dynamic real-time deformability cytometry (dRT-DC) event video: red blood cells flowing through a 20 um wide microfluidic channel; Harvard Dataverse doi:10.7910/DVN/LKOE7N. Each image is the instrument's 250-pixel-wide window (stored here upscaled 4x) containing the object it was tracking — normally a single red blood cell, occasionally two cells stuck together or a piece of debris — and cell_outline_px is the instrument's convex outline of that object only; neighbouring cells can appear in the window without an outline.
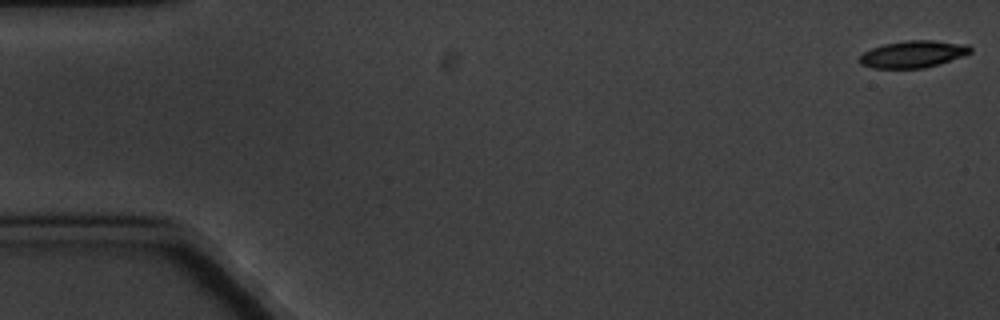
{"species": "common noctule bat (a hibernating species)", "species_latin": "Nyctalus noctula", "temperature_condition": "cold", "stored_images_in_passage": 8, "camera_frame_rate_fps": 3000, "um_per_image_px": 0.085, "animal": {"sex": "male", "body_mass_g": 20.1, "forearm_length_mm": 53.5}, "frame": {"image": 1, "passage_image": 1, "time_ms": 0.0, "image_size_px": [1000, 320], "cell_outline_px": [[972, 52], [964, 56], [940, 64], [924, 68], [872, 68], [860, 64], [856, 60], [864, 52], [872, 48], [884, 44], [908, 40], [932, 40], [968, 44], [972, 48]], "centroid_in_image_um": [77.62, 4.6], "position_along_channel_um": 7.4, "area_um2": 17.63}}
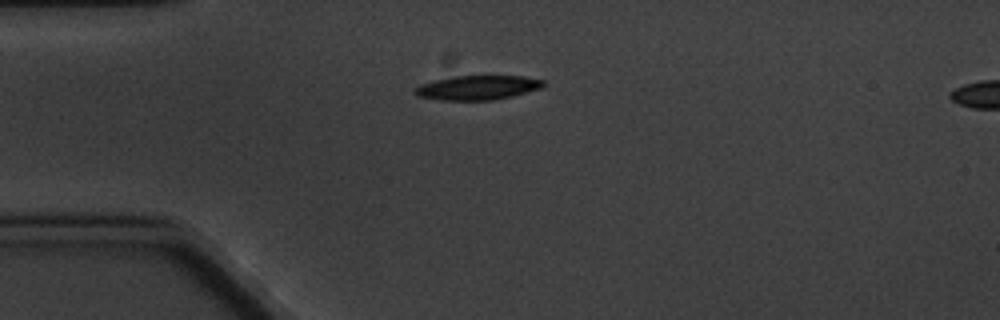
{"frame": {"image": 2, "passage_image": 5, "time_ms": 4.667, "image_size_px": [1000, 320], "cell_outline_px": [[544, 84], [540, 88], [512, 96], [492, 100], [440, 100], [416, 96], [412, 92], [420, 84], [436, 80], [456, 76], [520, 76], [544, 80]], "centroid_in_image_um": [40.55, 7.45], "position_along_channel_um": 44.4, "area_um2": 18.03}}
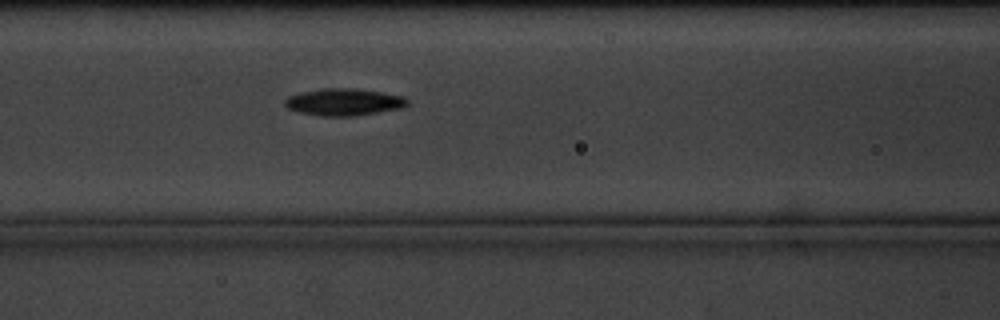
{"frame": {"image": 3, "passage_image": 8, "time_ms": 8.0, "image_size_px": [1000, 320], "cell_outline_px": [[408, 104], [404, 108], [356, 116], [320, 116], [300, 112], [288, 108], [284, 104], [284, 100], [288, 96], [300, 92], [324, 88], [356, 88], [404, 96], [408, 100]], "centroid_in_image_um": [29.25, 8.67], "position_along_channel_um": 137.4, "area_um2": 19.48}}